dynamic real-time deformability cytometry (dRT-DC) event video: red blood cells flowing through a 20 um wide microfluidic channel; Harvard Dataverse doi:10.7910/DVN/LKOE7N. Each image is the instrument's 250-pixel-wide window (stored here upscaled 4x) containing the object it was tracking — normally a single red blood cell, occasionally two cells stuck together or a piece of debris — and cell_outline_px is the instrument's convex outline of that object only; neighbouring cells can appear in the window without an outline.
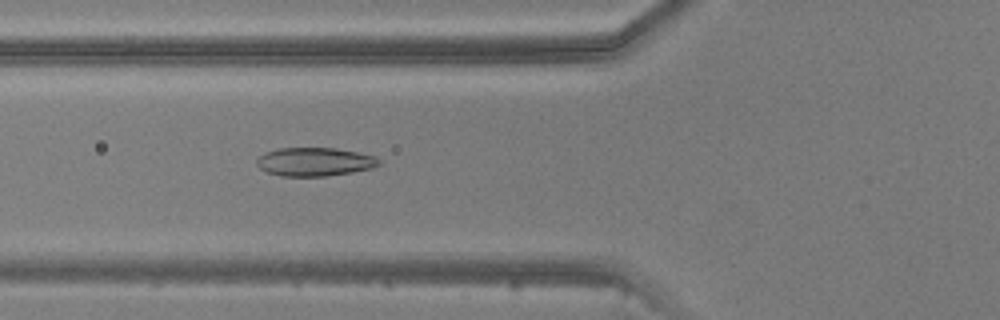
{"species": "common noctule bat (a hibernating species)", "species_latin": "Nyctalus noctula", "temperature_condition": "warm", "stored_images_in_passage": 5, "camera_frame_rate_fps": 3000, "um_per_image_px": 0.085, "animal": {"sex": "male", "body_mass_g": 20.5, "forearm_length_mm": 52.5}, "frame": {"image": 1, "passage_image": 5, "time_ms": 6.0, "image_size_px": [1000, 320], "cell_outline_px": [[380, 164], [372, 168], [352, 172], [324, 176], [280, 176], [268, 172], [260, 168], [256, 164], [256, 160], [264, 152], [280, 148], [336, 148], [376, 156], [380, 160]], "centroid_in_image_um": [26.74, 13.75], "position_along_channel_um": 99.1, "area_um2": 20.29}}